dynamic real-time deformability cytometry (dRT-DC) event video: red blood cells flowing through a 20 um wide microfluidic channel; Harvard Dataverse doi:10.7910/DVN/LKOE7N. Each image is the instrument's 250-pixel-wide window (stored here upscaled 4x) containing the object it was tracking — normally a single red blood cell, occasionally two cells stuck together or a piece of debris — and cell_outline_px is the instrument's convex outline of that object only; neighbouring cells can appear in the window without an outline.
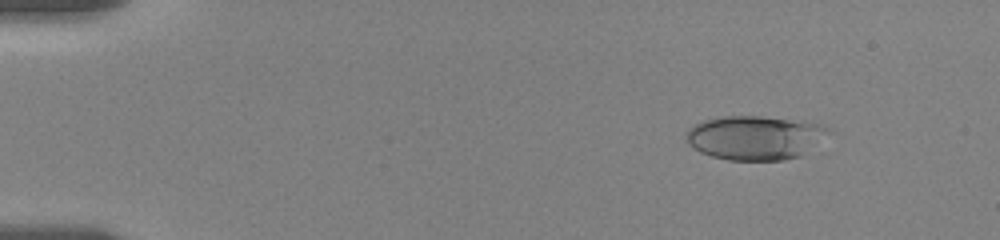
{"species": "human", "species_latin": "Homo sapiens", "temperature_condition": "room temperature", "stored_images_in_passage": 11, "camera_frame_rate_fps": 3000, "um_per_image_px": 0.085, "donor": {"sex": "female"}, "frame": {"image": 1, "passage_image": 2, "time_ms": 1.0, "image_size_px": [1000, 240], "cell_outline_px": [[836, 132], [800, 156], [784, 160], [728, 160], [712, 156], [700, 152], [688, 144], [684, 132], [688, 128], [704, 120], [724, 116], [760, 116], [804, 120], [820, 124]], "centroid_in_image_um": [64.24, 11.69], "position_along_channel_um": 20.8, "area_um2": 37.17}}
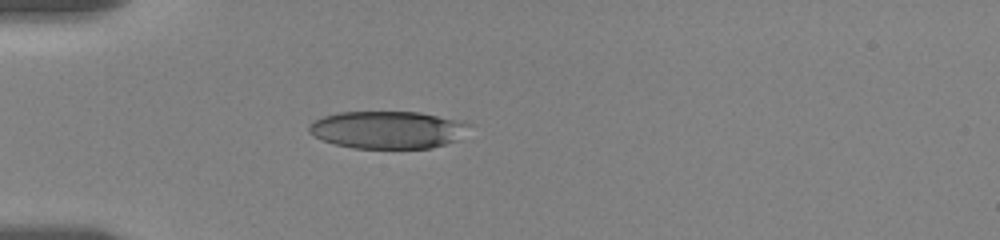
{"frame": {"image": 2, "passage_image": 8, "time_ms": 4.333, "image_size_px": [1000, 240], "cell_outline_px": [[472, 124], [460, 140], [432, 148], [352, 148], [336, 144], [324, 140], [308, 132], [308, 124], [312, 120], [336, 112], [420, 112], [464, 120]], "centroid_in_image_um": [33.01, 11.02], "position_along_channel_um": 52.0, "area_um2": 35.49}}
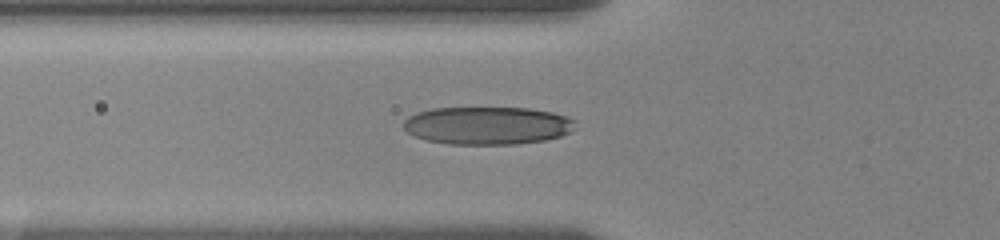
{"frame": {"image": 3, "passage_image": 10, "time_ms": 5.667, "image_size_px": [1000, 240], "cell_outline_px": [[576, 120], [572, 132], [560, 136], [544, 140], [516, 144], [448, 144], [424, 140], [408, 132], [404, 128], [404, 120], [408, 116], [416, 112], [432, 108], [528, 108], [552, 112]], "centroid_in_image_um": [41.42, 10.67], "position_along_channel_um": 84.4, "area_um2": 37.97}}